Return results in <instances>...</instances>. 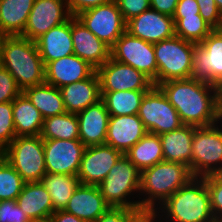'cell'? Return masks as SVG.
Wrapping results in <instances>:
<instances>
[{"mask_svg": "<svg viewBox=\"0 0 222 222\" xmlns=\"http://www.w3.org/2000/svg\"><path fill=\"white\" fill-rule=\"evenodd\" d=\"M79 125V140L87 147L105 144L109 113L102 100L76 114Z\"/></svg>", "mask_w": 222, "mask_h": 222, "instance_id": "22", "label": "cell"}, {"mask_svg": "<svg viewBox=\"0 0 222 222\" xmlns=\"http://www.w3.org/2000/svg\"><path fill=\"white\" fill-rule=\"evenodd\" d=\"M98 187L110 207L140 208V171L124 154Z\"/></svg>", "mask_w": 222, "mask_h": 222, "instance_id": "5", "label": "cell"}, {"mask_svg": "<svg viewBox=\"0 0 222 222\" xmlns=\"http://www.w3.org/2000/svg\"><path fill=\"white\" fill-rule=\"evenodd\" d=\"M12 104L16 136H39L44 122L39 110L23 92L12 101Z\"/></svg>", "mask_w": 222, "mask_h": 222, "instance_id": "28", "label": "cell"}, {"mask_svg": "<svg viewBox=\"0 0 222 222\" xmlns=\"http://www.w3.org/2000/svg\"><path fill=\"white\" fill-rule=\"evenodd\" d=\"M110 57L141 71L153 81L154 86H157L154 44L136 38L125 31L110 49Z\"/></svg>", "mask_w": 222, "mask_h": 222, "instance_id": "10", "label": "cell"}, {"mask_svg": "<svg viewBox=\"0 0 222 222\" xmlns=\"http://www.w3.org/2000/svg\"><path fill=\"white\" fill-rule=\"evenodd\" d=\"M4 159L25 182H40L46 174L41 136H16L4 149Z\"/></svg>", "mask_w": 222, "mask_h": 222, "instance_id": "7", "label": "cell"}, {"mask_svg": "<svg viewBox=\"0 0 222 222\" xmlns=\"http://www.w3.org/2000/svg\"><path fill=\"white\" fill-rule=\"evenodd\" d=\"M0 222H31L16 200L0 201Z\"/></svg>", "mask_w": 222, "mask_h": 222, "instance_id": "41", "label": "cell"}, {"mask_svg": "<svg viewBox=\"0 0 222 222\" xmlns=\"http://www.w3.org/2000/svg\"><path fill=\"white\" fill-rule=\"evenodd\" d=\"M127 22L131 18L140 15L142 12L151 8L150 0H115Z\"/></svg>", "mask_w": 222, "mask_h": 222, "instance_id": "42", "label": "cell"}, {"mask_svg": "<svg viewBox=\"0 0 222 222\" xmlns=\"http://www.w3.org/2000/svg\"><path fill=\"white\" fill-rule=\"evenodd\" d=\"M210 194L211 209L215 219L222 217V173L202 177Z\"/></svg>", "mask_w": 222, "mask_h": 222, "instance_id": "38", "label": "cell"}, {"mask_svg": "<svg viewBox=\"0 0 222 222\" xmlns=\"http://www.w3.org/2000/svg\"><path fill=\"white\" fill-rule=\"evenodd\" d=\"M16 203L31 221L49 219L54 213L49 192L41 182H26Z\"/></svg>", "mask_w": 222, "mask_h": 222, "instance_id": "26", "label": "cell"}, {"mask_svg": "<svg viewBox=\"0 0 222 222\" xmlns=\"http://www.w3.org/2000/svg\"><path fill=\"white\" fill-rule=\"evenodd\" d=\"M158 87L177 110L184 125L206 127L222 120L218 86L189 78L165 81Z\"/></svg>", "mask_w": 222, "mask_h": 222, "instance_id": "1", "label": "cell"}, {"mask_svg": "<svg viewBox=\"0 0 222 222\" xmlns=\"http://www.w3.org/2000/svg\"><path fill=\"white\" fill-rule=\"evenodd\" d=\"M175 35L195 44H200L214 29L199 15L173 16Z\"/></svg>", "mask_w": 222, "mask_h": 222, "instance_id": "34", "label": "cell"}, {"mask_svg": "<svg viewBox=\"0 0 222 222\" xmlns=\"http://www.w3.org/2000/svg\"><path fill=\"white\" fill-rule=\"evenodd\" d=\"M40 182L49 192L53 211L63 210L79 186L77 175L46 173Z\"/></svg>", "mask_w": 222, "mask_h": 222, "instance_id": "31", "label": "cell"}, {"mask_svg": "<svg viewBox=\"0 0 222 222\" xmlns=\"http://www.w3.org/2000/svg\"><path fill=\"white\" fill-rule=\"evenodd\" d=\"M126 31L136 38L155 44L175 35L174 19L150 8L128 20Z\"/></svg>", "mask_w": 222, "mask_h": 222, "instance_id": "17", "label": "cell"}, {"mask_svg": "<svg viewBox=\"0 0 222 222\" xmlns=\"http://www.w3.org/2000/svg\"><path fill=\"white\" fill-rule=\"evenodd\" d=\"M22 92L39 110L44 119L66 112L60 88L44 82L27 87Z\"/></svg>", "mask_w": 222, "mask_h": 222, "instance_id": "29", "label": "cell"}, {"mask_svg": "<svg viewBox=\"0 0 222 222\" xmlns=\"http://www.w3.org/2000/svg\"><path fill=\"white\" fill-rule=\"evenodd\" d=\"M152 222H216L206 181L193 177L150 216Z\"/></svg>", "mask_w": 222, "mask_h": 222, "instance_id": "2", "label": "cell"}, {"mask_svg": "<svg viewBox=\"0 0 222 222\" xmlns=\"http://www.w3.org/2000/svg\"><path fill=\"white\" fill-rule=\"evenodd\" d=\"M35 0H0V37L22 35Z\"/></svg>", "mask_w": 222, "mask_h": 222, "instance_id": "27", "label": "cell"}, {"mask_svg": "<svg viewBox=\"0 0 222 222\" xmlns=\"http://www.w3.org/2000/svg\"><path fill=\"white\" fill-rule=\"evenodd\" d=\"M40 136L43 140H79L77 115L65 112L45 118Z\"/></svg>", "mask_w": 222, "mask_h": 222, "instance_id": "33", "label": "cell"}, {"mask_svg": "<svg viewBox=\"0 0 222 222\" xmlns=\"http://www.w3.org/2000/svg\"><path fill=\"white\" fill-rule=\"evenodd\" d=\"M71 16L66 3L57 0H35L21 36L35 41Z\"/></svg>", "mask_w": 222, "mask_h": 222, "instance_id": "16", "label": "cell"}, {"mask_svg": "<svg viewBox=\"0 0 222 222\" xmlns=\"http://www.w3.org/2000/svg\"><path fill=\"white\" fill-rule=\"evenodd\" d=\"M15 138L12 101L0 103V147L4 150Z\"/></svg>", "mask_w": 222, "mask_h": 222, "instance_id": "37", "label": "cell"}, {"mask_svg": "<svg viewBox=\"0 0 222 222\" xmlns=\"http://www.w3.org/2000/svg\"><path fill=\"white\" fill-rule=\"evenodd\" d=\"M49 219L51 222H87L64 210L55 211Z\"/></svg>", "mask_w": 222, "mask_h": 222, "instance_id": "46", "label": "cell"}, {"mask_svg": "<svg viewBox=\"0 0 222 222\" xmlns=\"http://www.w3.org/2000/svg\"><path fill=\"white\" fill-rule=\"evenodd\" d=\"M144 222H152L149 218H147Z\"/></svg>", "mask_w": 222, "mask_h": 222, "instance_id": "53", "label": "cell"}, {"mask_svg": "<svg viewBox=\"0 0 222 222\" xmlns=\"http://www.w3.org/2000/svg\"><path fill=\"white\" fill-rule=\"evenodd\" d=\"M195 43L174 35L154 44L157 86L169 80L189 79Z\"/></svg>", "mask_w": 222, "mask_h": 222, "instance_id": "6", "label": "cell"}, {"mask_svg": "<svg viewBox=\"0 0 222 222\" xmlns=\"http://www.w3.org/2000/svg\"><path fill=\"white\" fill-rule=\"evenodd\" d=\"M141 172L164 160L160 136L147 133L124 154Z\"/></svg>", "mask_w": 222, "mask_h": 222, "instance_id": "30", "label": "cell"}, {"mask_svg": "<svg viewBox=\"0 0 222 222\" xmlns=\"http://www.w3.org/2000/svg\"><path fill=\"white\" fill-rule=\"evenodd\" d=\"M192 178L190 169L181 163L163 160L144 169L140 172V209L149 217Z\"/></svg>", "mask_w": 222, "mask_h": 222, "instance_id": "4", "label": "cell"}, {"mask_svg": "<svg viewBox=\"0 0 222 222\" xmlns=\"http://www.w3.org/2000/svg\"><path fill=\"white\" fill-rule=\"evenodd\" d=\"M148 133L138 114L110 116L105 144L125 154Z\"/></svg>", "mask_w": 222, "mask_h": 222, "instance_id": "20", "label": "cell"}, {"mask_svg": "<svg viewBox=\"0 0 222 222\" xmlns=\"http://www.w3.org/2000/svg\"><path fill=\"white\" fill-rule=\"evenodd\" d=\"M96 69L75 54L48 62L45 65V82L61 88L89 78Z\"/></svg>", "mask_w": 222, "mask_h": 222, "instance_id": "19", "label": "cell"}, {"mask_svg": "<svg viewBox=\"0 0 222 222\" xmlns=\"http://www.w3.org/2000/svg\"><path fill=\"white\" fill-rule=\"evenodd\" d=\"M178 1L179 0H150V6L151 9L173 17Z\"/></svg>", "mask_w": 222, "mask_h": 222, "instance_id": "45", "label": "cell"}, {"mask_svg": "<svg viewBox=\"0 0 222 222\" xmlns=\"http://www.w3.org/2000/svg\"><path fill=\"white\" fill-rule=\"evenodd\" d=\"M191 78L222 87V29H214L195 44Z\"/></svg>", "mask_w": 222, "mask_h": 222, "instance_id": "11", "label": "cell"}, {"mask_svg": "<svg viewBox=\"0 0 222 222\" xmlns=\"http://www.w3.org/2000/svg\"><path fill=\"white\" fill-rule=\"evenodd\" d=\"M199 15L213 28L222 29V14L217 8L215 0H196Z\"/></svg>", "mask_w": 222, "mask_h": 222, "instance_id": "40", "label": "cell"}, {"mask_svg": "<svg viewBox=\"0 0 222 222\" xmlns=\"http://www.w3.org/2000/svg\"><path fill=\"white\" fill-rule=\"evenodd\" d=\"M111 1L113 0H69L67 6L70 14L76 16L87 9L104 5Z\"/></svg>", "mask_w": 222, "mask_h": 222, "instance_id": "43", "label": "cell"}, {"mask_svg": "<svg viewBox=\"0 0 222 222\" xmlns=\"http://www.w3.org/2000/svg\"><path fill=\"white\" fill-rule=\"evenodd\" d=\"M147 218L140 208L109 207L94 222H144Z\"/></svg>", "mask_w": 222, "mask_h": 222, "instance_id": "36", "label": "cell"}, {"mask_svg": "<svg viewBox=\"0 0 222 222\" xmlns=\"http://www.w3.org/2000/svg\"><path fill=\"white\" fill-rule=\"evenodd\" d=\"M216 222H222V217H221V218L216 219Z\"/></svg>", "mask_w": 222, "mask_h": 222, "instance_id": "52", "label": "cell"}, {"mask_svg": "<svg viewBox=\"0 0 222 222\" xmlns=\"http://www.w3.org/2000/svg\"><path fill=\"white\" fill-rule=\"evenodd\" d=\"M109 207L98 185L79 184L63 210L84 221L94 222Z\"/></svg>", "mask_w": 222, "mask_h": 222, "instance_id": "21", "label": "cell"}, {"mask_svg": "<svg viewBox=\"0 0 222 222\" xmlns=\"http://www.w3.org/2000/svg\"><path fill=\"white\" fill-rule=\"evenodd\" d=\"M219 12L222 14V0H215Z\"/></svg>", "mask_w": 222, "mask_h": 222, "instance_id": "47", "label": "cell"}, {"mask_svg": "<svg viewBox=\"0 0 222 222\" xmlns=\"http://www.w3.org/2000/svg\"><path fill=\"white\" fill-rule=\"evenodd\" d=\"M122 155L107 144L87 146L77 173L80 184L99 185Z\"/></svg>", "mask_w": 222, "mask_h": 222, "instance_id": "15", "label": "cell"}, {"mask_svg": "<svg viewBox=\"0 0 222 222\" xmlns=\"http://www.w3.org/2000/svg\"><path fill=\"white\" fill-rule=\"evenodd\" d=\"M35 43L45 65L53 60L74 54L71 17L41 35L35 40Z\"/></svg>", "mask_w": 222, "mask_h": 222, "instance_id": "24", "label": "cell"}, {"mask_svg": "<svg viewBox=\"0 0 222 222\" xmlns=\"http://www.w3.org/2000/svg\"><path fill=\"white\" fill-rule=\"evenodd\" d=\"M100 81V92L124 90H150L153 81L132 66L120 63L111 57L96 69Z\"/></svg>", "mask_w": 222, "mask_h": 222, "instance_id": "13", "label": "cell"}, {"mask_svg": "<svg viewBox=\"0 0 222 222\" xmlns=\"http://www.w3.org/2000/svg\"><path fill=\"white\" fill-rule=\"evenodd\" d=\"M220 95H221V103H222V87L220 88Z\"/></svg>", "mask_w": 222, "mask_h": 222, "instance_id": "51", "label": "cell"}, {"mask_svg": "<svg viewBox=\"0 0 222 222\" xmlns=\"http://www.w3.org/2000/svg\"><path fill=\"white\" fill-rule=\"evenodd\" d=\"M218 173H222V120L211 126L196 127L192 139L193 177Z\"/></svg>", "mask_w": 222, "mask_h": 222, "instance_id": "8", "label": "cell"}, {"mask_svg": "<svg viewBox=\"0 0 222 222\" xmlns=\"http://www.w3.org/2000/svg\"><path fill=\"white\" fill-rule=\"evenodd\" d=\"M66 112L77 114L101 100L100 81L95 71L89 78L60 88Z\"/></svg>", "mask_w": 222, "mask_h": 222, "instance_id": "23", "label": "cell"}, {"mask_svg": "<svg viewBox=\"0 0 222 222\" xmlns=\"http://www.w3.org/2000/svg\"><path fill=\"white\" fill-rule=\"evenodd\" d=\"M26 182L4 159L0 160V201L16 200Z\"/></svg>", "mask_w": 222, "mask_h": 222, "instance_id": "35", "label": "cell"}, {"mask_svg": "<svg viewBox=\"0 0 222 222\" xmlns=\"http://www.w3.org/2000/svg\"><path fill=\"white\" fill-rule=\"evenodd\" d=\"M57 1H60V2H63V3L68 4V1H69V0H57Z\"/></svg>", "mask_w": 222, "mask_h": 222, "instance_id": "50", "label": "cell"}, {"mask_svg": "<svg viewBox=\"0 0 222 222\" xmlns=\"http://www.w3.org/2000/svg\"><path fill=\"white\" fill-rule=\"evenodd\" d=\"M0 65L22 91L45 82V64L35 41L21 35L0 37Z\"/></svg>", "mask_w": 222, "mask_h": 222, "instance_id": "3", "label": "cell"}, {"mask_svg": "<svg viewBox=\"0 0 222 222\" xmlns=\"http://www.w3.org/2000/svg\"><path fill=\"white\" fill-rule=\"evenodd\" d=\"M4 158V150L0 147V160Z\"/></svg>", "mask_w": 222, "mask_h": 222, "instance_id": "48", "label": "cell"}, {"mask_svg": "<svg viewBox=\"0 0 222 222\" xmlns=\"http://www.w3.org/2000/svg\"><path fill=\"white\" fill-rule=\"evenodd\" d=\"M21 92L10 72L0 65V103L13 101Z\"/></svg>", "mask_w": 222, "mask_h": 222, "instance_id": "39", "label": "cell"}, {"mask_svg": "<svg viewBox=\"0 0 222 222\" xmlns=\"http://www.w3.org/2000/svg\"><path fill=\"white\" fill-rule=\"evenodd\" d=\"M31 222H51L50 219H46V220H37V221H31Z\"/></svg>", "mask_w": 222, "mask_h": 222, "instance_id": "49", "label": "cell"}, {"mask_svg": "<svg viewBox=\"0 0 222 222\" xmlns=\"http://www.w3.org/2000/svg\"><path fill=\"white\" fill-rule=\"evenodd\" d=\"M46 173L77 175L86 146L80 140H43Z\"/></svg>", "mask_w": 222, "mask_h": 222, "instance_id": "14", "label": "cell"}, {"mask_svg": "<svg viewBox=\"0 0 222 222\" xmlns=\"http://www.w3.org/2000/svg\"><path fill=\"white\" fill-rule=\"evenodd\" d=\"M195 126L183 125L181 128L160 136L164 161L181 163L192 174V139Z\"/></svg>", "mask_w": 222, "mask_h": 222, "instance_id": "25", "label": "cell"}, {"mask_svg": "<svg viewBox=\"0 0 222 222\" xmlns=\"http://www.w3.org/2000/svg\"><path fill=\"white\" fill-rule=\"evenodd\" d=\"M195 14H199L196 0H179L173 16H195Z\"/></svg>", "mask_w": 222, "mask_h": 222, "instance_id": "44", "label": "cell"}, {"mask_svg": "<svg viewBox=\"0 0 222 222\" xmlns=\"http://www.w3.org/2000/svg\"><path fill=\"white\" fill-rule=\"evenodd\" d=\"M138 116L148 133L162 135L184 124L177 110L158 86H153L142 98Z\"/></svg>", "mask_w": 222, "mask_h": 222, "instance_id": "9", "label": "cell"}, {"mask_svg": "<svg viewBox=\"0 0 222 222\" xmlns=\"http://www.w3.org/2000/svg\"><path fill=\"white\" fill-rule=\"evenodd\" d=\"M149 90H124L100 92L101 100L110 116L136 115L139 112L142 98Z\"/></svg>", "mask_w": 222, "mask_h": 222, "instance_id": "32", "label": "cell"}, {"mask_svg": "<svg viewBox=\"0 0 222 222\" xmlns=\"http://www.w3.org/2000/svg\"><path fill=\"white\" fill-rule=\"evenodd\" d=\"M76 17L110 49L126 31V21L115 0L87 9Z\"/></svg>", "mask_w": 222, "mask_h": 222, "instance_id": "12", "label": "cell"}, {"mask_svg": "<svg viewBox=\"0 0 222 222\" xmlns=\"http://www.w3.org/2000/svg\"><path fill=\"white\" fill-rule=\"evenodd\" d=\"M71 35L74 54L95 69L110 58V48L87 29L76 16H71Z\"/></svg>", "mask_w": 222, "mask_h": 222, "instance_id": "18", "label": "cell"}]
</instances>
